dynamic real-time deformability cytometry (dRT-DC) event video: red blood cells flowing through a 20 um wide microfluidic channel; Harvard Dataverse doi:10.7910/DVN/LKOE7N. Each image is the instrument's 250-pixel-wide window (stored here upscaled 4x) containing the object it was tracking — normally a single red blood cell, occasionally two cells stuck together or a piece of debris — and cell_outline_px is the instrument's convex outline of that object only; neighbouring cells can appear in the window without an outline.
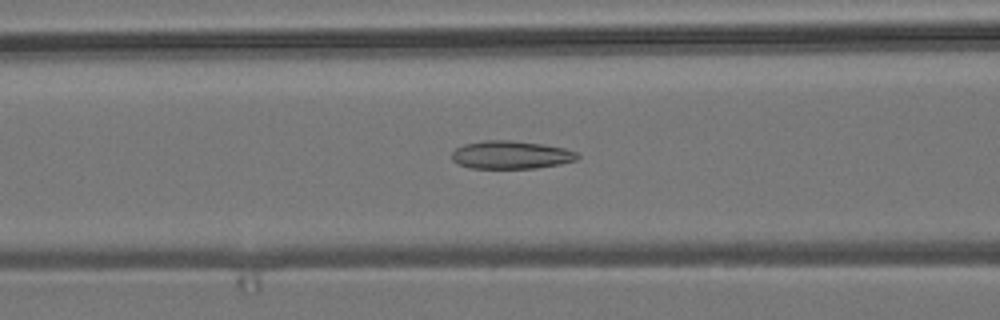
{"species": "common noctule bat (a hibernating species)", "species_latin": "Nyctalus noctula", "temperature_condition": "room temperature", "stored_images_in_passage": 35, "camera_frame_rate_fps": 3000, "um_per_image_px": 0.085, "animal": {"sex": "male", "body_mass_g": 19.2, "forearm_length_mm": 51.8}, "frame": {"image": 1, "passage_image": 13, "time_ms": 4.0, "image_size_px": [1000, 320], "cell_outline_px": [[580, 156], [576, 160], [560, 164], [536, 168], [472, 168], [460, 164], [452, 160], [452, 152], [456, 148], [464, 144], [484, 140], [512, 140], [544, 144], [564, 148], [576, 152]], "centroid_in_image_um": [43.44, 13.15], "position_along_channel_um": 123.2, "area_um2": 20.52}}
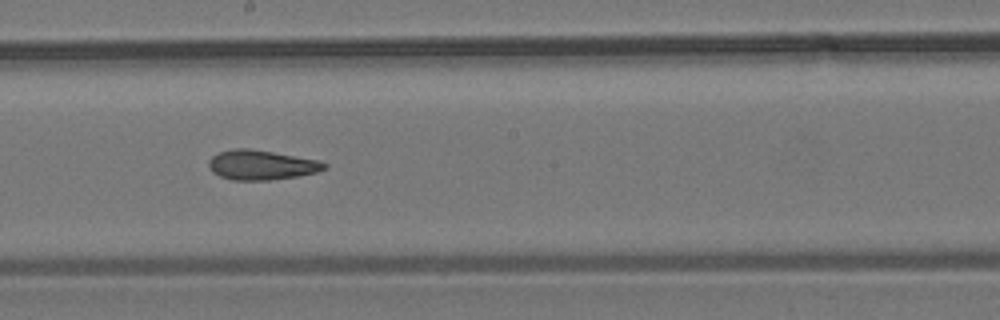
{"frame": {"image": 2, "passage_image": 21, "time_ms": 6.667, "image_size_px": [1000, 320], "cell_outline_px": [[328, 164], [324, 168], [316, 172], [296, 176], [272, 180], [232, 180], [220, 176], [212, 172], [208, 168], [208, 160], [216, 152], [232, 148], [248, 148], [272, 152], [316, 160]], "centroid_in_image_um": [22.12, 14.02], "position_along_channel_um": 226.1, "area_um2": 19.94}}
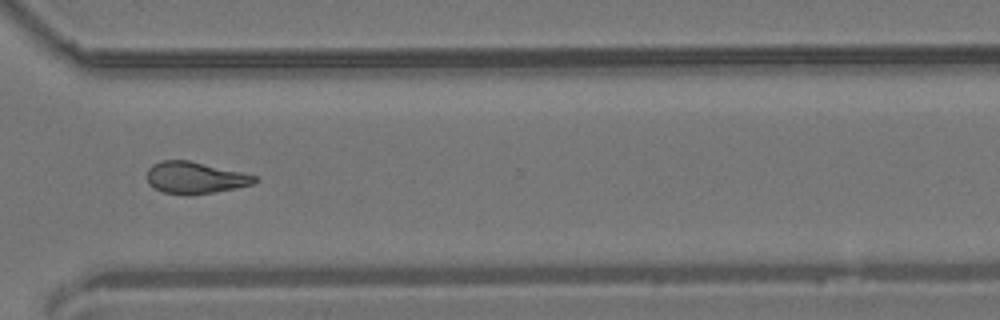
{"frame": {"image": 3, "passage_image": 31, "time_ms": 10.0, "image_size_px": [1000, 320], "cell_outline_px": [[260, 180], [252, 184], [236, 188], [188, 196], [164, 192], [152, 188], [148, 184], [148, 168], [152, 164], [160, 160], [188, 160], [240, 172], [256, 176]], "centroid_in_image_um": [16.54, 15.11], "position_along_channel_um": 354.1, "area_um2": 19.94}, "authors_computed_cell_mechanics": {"area_um2": 19.941, "velocity_mm_per_s": 3.8462, "shape_relaxation_time_tau1_ms": null, "shape_relaxation_time_tau2_ms": 5.2063, "deformation_change_tau1": null, "deformation_change_tau2": 0.1225}}